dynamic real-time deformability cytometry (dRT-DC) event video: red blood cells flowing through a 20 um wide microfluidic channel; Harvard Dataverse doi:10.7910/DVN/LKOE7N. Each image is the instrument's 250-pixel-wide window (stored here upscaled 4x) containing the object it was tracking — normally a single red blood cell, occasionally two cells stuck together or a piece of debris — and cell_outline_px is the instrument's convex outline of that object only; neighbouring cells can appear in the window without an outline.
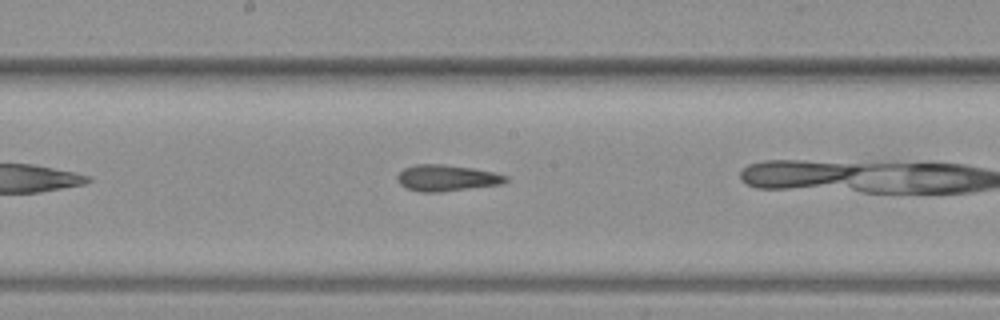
{"species": "common noctule bat (a hibernating species)", "species_latin": "Nyctalus noctula", "temperature_condition": "warm", "stored_images_in_passage": 16, "camera_frame_rate_fps": 3000, "um_per_image_px": 0.085, "animal": {"sex": "female", "body_mass_g": 19.3, "forearm_length_mm": 54.1}, "frame": {"image": 1, "passage_image": 10, "time_ms": 3.0, "image_size_px": [1000, 320], "cell_outline_px": [[508, 180], [504, 184], [440, 192], [420, 192], [408, 188], [400, 184], [396, 180], [396, 176], [404, 168], [416, 164], [444, 164], [472, 168], [492, 172], [508, 176]], "centroid_in_image_um": [37.97, 15.13], "position_along_channel_um": 210.2, "area_um2": 16.65}}